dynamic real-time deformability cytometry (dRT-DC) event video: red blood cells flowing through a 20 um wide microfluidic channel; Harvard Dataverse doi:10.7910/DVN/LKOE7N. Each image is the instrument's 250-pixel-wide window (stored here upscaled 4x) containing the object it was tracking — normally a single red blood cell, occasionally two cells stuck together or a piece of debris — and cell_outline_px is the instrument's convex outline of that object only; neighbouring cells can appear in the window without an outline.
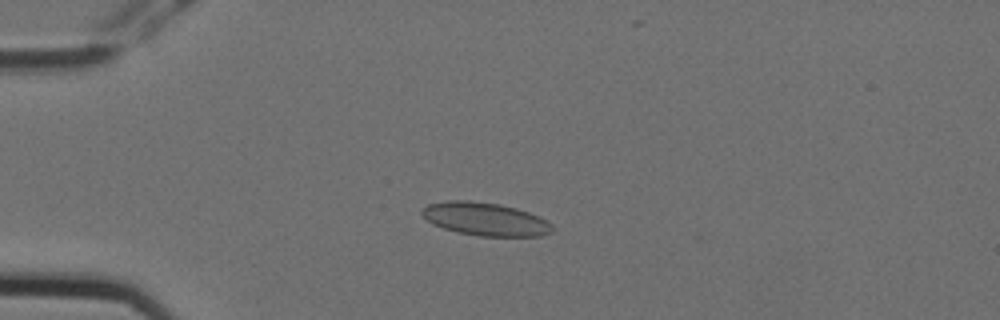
{"species": "Egyptian fruit bat (a non-hibernating species)", "species_latin": "Rousettus aegyptiacus", "temperature_condition": "cold", "stored_images_in_passage": 5, "camera_frame_rate_fps": 3000, "um_per_image_px": 0.085, "animal": {"sex": "female"}, "frame": {"image": 1, "passage_image": 4, "time_ms": 1.0, "image_size_px": [1000, 320], "cell_outline_px": [[552, 232], [540, 236], [480, 236], [456, 232], [432, 224], [420, 212], [428, 204], [448, 200], [468, 200], [500, 204], [516, 208], [540, 216], [552, 224]], "centroid_in_image_um": [41.26, 18.62], "position_along_channel_um": 43.7, "area_um2": 25.14}}